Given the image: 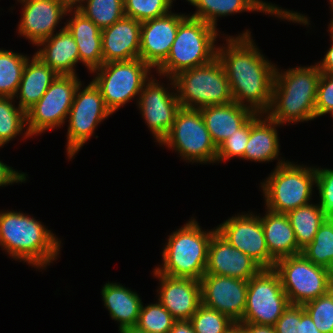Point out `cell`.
Returning <instances> with one entry per match:
<instances>
[{
  "mask_svg": "<svg viewBox=\"0 0 333 333\" xmlns=\"http://www.w3.org/2000/svg\"><path fill=\"white\" fill-rule=\"evenodd\" d=\"M250 30L226 36L217 46V58L228 77L233 102L265 114L270 108L276 65L261 54Z\"/></svg>",
  "mask_w": 333,
  "mask_h": 333,
  "instance_id": "6da1fadb",
  "label": "cell"
},
{
  "mask_svg": "<svg viewBox=\"0 0 333 333\" xmlns=\"http://www.w3.org/2000/svg\"><path fill=\"white\" fill-rule=\"evenodd\" d=\"M0 247L13 259L43 270L59 256L61 241L35 218L7 210L0 212Z\"/></svg>",
  "mask_w": 333,
  "mask_h": 333,
  "instance_id": "7a4b0ae2",
  "label": "cell"
},
{
  "mask_svg": "<svg viewBox=\"0 0 333 333\" xmlns=\"http://www.w3.org/2000/svg\"><path fill=\"white\" fill-rule=\"evenodd\" d=\"M279 71L276 67L272 100L265 114L283 126L285 123L296 124L316 119L315 101L321 77L318 65L315 63Z\"/></svg>",
  "mask_w": 333,
  "mask_h": 333,
  "instance_id": "3957f363",
  "label": "cell"
},
{
  "mask_svg": "<svg viewBox=\"0 0 333 333\" xmlns=\"http://www.w3.org/2000/svg\"><path fill=\"white\" fill-rule=\"evenodd\" d=\"M215 231L216 228L202 230L196 219L191 217L188 223L168 236L162 252L163 263L155 270L170 277L200 281L205 274L208 248Z\"/></svg>",
  "mask_w": 333,
  "mask_h": 333,
  "instance_id": "277c9868",
  "label": "cell"
},
{
  "mask_svg": "<svg viewBox=\"0 0 333 333\" xmlns=\"http://www.w3.org/2000/svg\"><path fill=\"white\" fill-rule=\"evenodd\" d=\"M218 33L217 28L187 15L179 24L167 58L155 69L158 76L173 78L182 71L210 63L217 57Z\"/></svg>",
  "mask_w": 333,
  "mask_h": 333,
  "instance_id": "5b68a950",
  "label": "cell"
},
{
  "mask_svg": "<svg viewBox=\"0 0 333 333\" xmlns=\"http://www.w3.org/2000/svg\"><path fill=\"white\" fill-rule=\"evenodd\" d=\"M316 185V168L278 159L273 172L261 182L265 209L287 214L310 203Z\"/></svg>",
  "mask_w": 333,
  "mask_h": 333,
  "instance_id": "8992f818",
  "label": "cell"
},
{
  "mask_svg": "<svg viewBox=\"0 0 333 333\" xmlns=\"http://www.w3.org/2000/svg\"><path fill=\"white\" fill-rule=\"evenodd\" d=\"M173 80L183 108L200 109L233 101L228 77L217 57L208 64L180 72Z\"/></svg>",
  "mask_w": 333,
  "mask_h": 333,
  "instance_id": "52a82bcc",
  "label": "cell"
},
{
  "mask_svg": "<svg viewBox=\"0 0 333 333\" xmlns=\"http://www.w3.org/2000/svg\"><path fill=\"white\" fill-rule=\"evenodd\" d=\"M151 69L149 64L135 58L108 62L90 73H96L92 82L100 90L107 108L113 114L136 96L138 102L141 90L152 78Z\"/></svg>",
  "mask_w": 333,
  "mask_h": 333,
  "instance_id": "ba28073f",
  "label": "cell"
},
{
  "mask_svg": "<svg viewBox=\"0 0 333 333\" xmlns=\"http://www.w3.org/2000/svg\"><path fill=\"white\" fill-rule=\"evenodd\" d=\"M175 150L186 162L216 163L217 147L200 109L181 107L168 135L159 144Z\"/></svg>",
  "mask_w": 333,
  "mask_h": 333,
  "instance_id": "9c48e42d",
  "label": "cell"
},
{
  "mask_svg": "<svg viewBox=\"0 0 333 333\" xmlns=\"http://www.w3.org/2000/svg\"><path fill=\"white\" fill-rule=\"evenodd\" d=\"M82 83L77 87L72 106L68 114V130L66 152L68 159L78 153L80 148L90 140L98 124L112 113L107 108L100 90L92 81L87 86Z\"/></svg>",
  "mask_w": 333,
  "mask_h": 333,
  "instance_id": "30bf717a",
  "label": "cell"
},
{
  "mask_svg": "<svg viewBox=\"0 0 333 333\" xmlns=\"http://www.w3.org/2000/svg\"><path fill=\"white\" fill-rule=\"evenodd\" d=\"M290 302L274 269H262L248 280L245 311L240 322L274 326Z\"/></svg>",
  "mask_w": 333,
  "mask_h": 333,
  "instance_id": "8fae6325",
  "label": "cell"
},
{
  "mask_svg": "<svg viewBox=\"0 0 333 333\" xmlns=\"http://www.w3.org/2000/svg\"><path fill=\"white\" fill-rule=\"evenodd\" d=\"M78 78L58 75L40 100L26 111V130L30 136L41 135L66 123L75 91L81 83Z\"/></svg>",
  "mask_w": 333,
  "mask_h": 333,
  "instance_id": "7c38bea8",
  "label": "cell"
},
{
  "mask_svg": "<svg viewBox=\"0 0 333 333\" xmlns=\"http://www.w3.org/2000/svg\"><path fill=\"white\" fill-rule=\"evenodd\" d=\"M274 270L291 305H303L330 290L326 268L315 265L302 254L277 260Z\"/></svg>",
  "mask_w": 333,
  "mask_h": 333,
  "instance_id": "4fadbf2b",
  "label": "cell"
},
{
  "mask_svg": "<svg viewBox=\"0 0 333 333\" xmlns=\"http://www.w3.org/2000/svg\"><path fill=\"white\" fill-rule=\"evenodd\" d=\"M153 77L141 90L137 106L156 142L160 144L171 130L181 106L173 78H169L171 89L173 88V92H169L170 87H165Z\"/></svg>",
  "mask_w": 333,
  "mask_h": 333,
  "instance_id": "5bb4252c",
  "label": "cell"
},
{
  "mask_svg": "<svg viewBox=\"0 0 333 333\" xmlns=\"http://www.w3.org/2000/svg\"><path fill=\"white\" fill-rule=\"evenodd\" d=\"M251 213L230 217L218 225L216 231L263 269H274L276 261L269 254L260 215Z\"/></svg>",
  "mask_w": 333,
  "mask_h": 333,
  "instance_id": "9a60e30c",
  "label": "cell"
},
{
  "mask_svg": "<svg viewBox=\"0 0 333 333\" xmlns=\"http://www.w3.org/2000/svg\"><path fill=\"white\" fill-rule=\"evenodd\" d=\"M200 283L204 306L228 316L234 322L242 320L246 306L247 280L204 274Z\"/></svg>",
  "mask_w": 333,
  "mask_h": 333,
  "instance_id": "2e32d148",
  "label": "cell"
},
{
  "mask_svg": "<svg viewBox=\"0 0 333 333\" xmlns=\"http://www.w3.org/2000/svg\"><path fill=\"white\" fill-rule=\"evenodd\" d=\"M192 6L196 7L195 13L191 17L200 19L207 24L217 27L219 17L228 16L242 12H261L266 15H274L275 17L299 23L310 25V21L304 14L295 11L282 9L272 3H266L262 0H186ZM218 17V18H217Z\"/></svg>",
  "mask_w": 333,
  "mask_h": 333,
  "instance_id": "e0dca14e",
  "label": "cell"
},
{
  "mask_svg": "<svg viewBox=\"0 0 333 333\" xmlns=\"http://www.w3.org/2000/svg\"><path fill=\"white\" fill-rule=\"evenodd\" d=\"M186 16L171 11L162 17L142 22L139 58L156 69L167 58L179 24Z\"/></svg>",
  "mask_w": 333,
  "mask_h": 333,
  "instance_id": "ac0fdd59",
  "label": "cell"
},
{
  "mask_svg": "<svg viewBox=\"0 0 333 333\" xmlns=\"http://www.w3.org/2000/svg\"><path fill=\"white\" fill-rule=\"evenodd\" d=\"M23 6L18 34L37 45L53 34L68 9L58 0H17Z\"/></svg>",
  "mask_w": 333,
  "mask_h": 333,
  "instance_id": "d6986e66",
  "label": "cell"
},
{
  "mask_svg": "<svg viewBox=\"0 0 333 333\" xmlns=\"http://www.w3.org/2000/svg\"><path fill=\"white\" fill-rule=\"evenodd\" d=\"M158 301L169 311L176 321L190 320L202 304L201 283L192 278L170 277L158 273Z\"/></svg>",
  "mask_w": 333,
  "mask_h": 333,
  "instance_id": "ffe728a7",
  "label": "cell"
},
{
  "mask_svg": "<svg viewBox=\"0 0 333 333\" xmlns=\"http://www.w3.org/2000/svg\"><path fill=\"white\" fill-rule=\"evenodd\" d=\"M263 268L247 254L233 247L217 231L212 235L208 248L205 274L249 280Z\"/></svg>",
  "mask_w": 333,
  "mask_h": 333,
  "instance_id": "44dd1931",
  "label": "cell"
},
{
  "mask_svg": "<svg viewBox=\"0 0 333 333\" xmlns=\"http://www.w3.org/2000/svg\"><path fill=\"white\" fill-rule=\"evenodd\" d=\"M141 24L142 22L124 16L102 29L103 64L139 58Z\"/></svg>",
  "mask_w": 333,
  "mask_h": 333,
  "instance_id": "7402d4cb",
  "label": "cell"
},
{
  "mask_svg": "<svg viewBox=\"0 0 333 333\" xmlns=\"http://www.w3.org/2000/svg\"><path fill=\"white\" fill-rule=\"evenodd\" d=\"M36 46L42 48L34 55L58 75L78 76L75 67L80 62L79 50L72 34L65 26Z\"/></svg>",
  "mask_w": 333,
  "mask_h": 333,
  "instance_id": "603a6c76",
  "label": "cell"
},
{
  "mask_svg": "<svg viewBox=\"0 0 333 333\" xmlns=\"http://www.w3.org/2000/svg\"><path fill=\"white\" fill-rule=\"evenodd\" d=\"M72 17L65 27L72 34L79 50V60L91 72L103 65L101 29L78 10H68Z\"/></svg>",
  "mask_w": 333,
  "mask_h": 333,
  "instance_id": "cb8c5ba5",
  "label": "cell"
},
{
  "mask_svg": "<svg viewBox=\"0 0 333 333\" xmlns=\"http://www.w3.org/2000/svg\"><path fill=\"white\" fill-rule=\"evenodd\" d=\"M200 111L216 147L233 135L255 114L250 108L233 101L222 105L205 106L200 108Z\"/></svg>",
  "mask_w": 333,
  "mask_h": 333,
  "instance_id": "d4e9b609",
  "label": "cell"
},
{
  "mask_svg": "<svg viewBox=\"0 0 333 333\" xmlns=\"http://www.w3.org/2000/svg\"><path fill=\"white\" fill-rule=\"evenodd\" d=\"M265 117V118H264ZM278 124L266 114L255 113L250 118V135L245 147L244 159L254 162H272L280 153Z\"/></svg>",
  "mask_w": 333,
  "mask_h": 333,
  "instance_id": "484cf974",
  "label": "cell"
},
{
  "mask_svg": "<svg viewBox=\"0 0 333 333\" xmlns=\"http://www.w3.org/2000/svg\"><path fill=\"white\" fill-rule=\"evenodd\" d=\"M261 217L262 228L270 256L275 260L301 254L295 233L286 214L266 209Z\"/></svg>",
  "mask_w": 333,
  "mask_h": 333,
  "instance_id": "4316f807",
  "label": "cell"
},
{
  "mask_svg": "<svg viewBox=\"0 0 333 333\" xmlns=\"http://www.w3.org/2000/svg\"><path fill=\"white\" fill-rule=\"evenodd\" d=\"M101 295L112 320L119 323L118 331L137 325L143 302L135 291L120 283L108 282L103 286Z\"/></svg>",
  "mask_w": 333,
  "mask_h": 333,
  "instance_id": "83f0119b",
  "label": "cell"
},
{
  "mask_svg": "<svg viewBox=\"0 0 333 333\" xmlns=\"http://www.w3.org/2000/svg\"><path fill=\"white\" fill-rule=\"evenodd\" d=\"M57 76L58 74L38 57H29L14 96L19 100L17 105L26 112L40 100Z\"/></svg>",
  "mask_w": 333,
  "mask_h": 333,
  "instance_id": "f1b7e54d",
  "label": "cell"
},
{
  "mask_svg": "<svg viewBox=\"0 0 333 333\" xmlns=\"http://www.w3.org/2000/svg\"><path fill=\"white\" fill-rule=\"evenodd\" d=\"M293 227L297 245L302 250L313 241L319 227L327 219L320 205L309 203L286 214Z\"/></svg>",
  "mask_w": 333,
  "mask_h": 333,
  "instance_id": "f546056e",
  "label": "cell"
},
{
  "mask_svg": "<svg viewBox=\"0 0 333 333\" xmlns=\"http://www.w3.org/2000/svg\"><path fill=\"white\" fill-rule=\"evenodd\" d=\"M29 56L0 49V97H14Z\"/></svg>",
  "mask_w": 333,
  "mask_h": 333,
  "instance_id": "4dcf8cb0",
  "label": "cell"
},
{
  "mask_svg": "<svg viewBox=\"0 0 333 333\" xmlns=\"http://www.w3.org/2000/svg\"><path fill=\"white\" fill-rule=\"evenodd\" d=\"M14 97H0V145L4 146L18 135L31 138L26 128V112L15 107ZM14 102V103H13ZM13 103V104H12ZM24 131V134H23Z\"/></svg>",
  "mask_w": 333,
  "mask_h": 333,
  "instance_id": "1f68e13d",
  "label": "cell"
},
{
  "mask_svg": "<svg viewBox=\"0 0 333 333\" xmlns=\"http://www.w3.org/2000/svg\"><path fill=\"white\" fill-rule=\"evenodd\" d=\"M77 10L101 30L125 16L124 0H84Z\"/></svg>",
  "mask_w": 333,
  "mask_h": 333,
  "instance_id": "d6a6232c",
  "label": "cell"
},
{
  "mask_svg": "<svg viewBox=\"0 0 333 333\" xmlns=\"http://www.w3.org/2000/svg\"><path fill=\"white\" fill-rule=\"evenodd\" d=\"M301 254L315 265L328 266L333 257V219L324 221L313 241L302 249Z\"/></svg>",
  "mask_w": 333,
  "mask_h": 333,
  "instance_id": "836d02e7",
  "label": "cell"
},
{
  "mask_svg": "<svg viewBox=\"0 0 333 333\" xmlns=\"http://www.w3.org/2000/svg\"><path fill=\"white\" fill-rule=\"evenodd\" d=\"M176 320L169 311L157 301L141 306L137 327L147 333H169Z\"/></svg>",
  "mask_w": 333,
  "mask_h": 333,
  "instance_id": "e575fe53",
  "label": "cell"
},
{
  "mask_svg": "<svg viewBox=\"0 0 333 333\" xmlns=\"http://www.w3.org/2000/svg\"><path fill=\"white\" fill-rule=\"evenodd\" d=\"M173 1L174 0H124V13L127 17H131L139 22H144L170 13Z\"/></svg>",
  "mask_w": 333,
  "mask_h": 333,
  "instance_id": "d590c367",
  "label": "cell"
},
{
  "mask_svg": "<svg viewBox=\"0 0 333 333\" xmlns=\"http://www.w3.org/2000/svg\"><path fill=\"white\" fill-rule=\"evenodd\" d=\"M195 333H225L234 324L228 316L201 304L190 318Z\"/></svg>",
  "mask_w": 333,
  "mask_h": 333,
  "instance_id": "8d00e7d4",
  "label": "cell"
},
{
  "mask_svg": "<svg viewBox=\"0 0 333 333\" xmlns=\"http://www.w3.org/2000/svg\"><path fill=\"white\" fill-rule=\"evenodd\" d=\"M302 306L321 333H333V294L330 290Z\"/></svg>",
  "mask_w": 333,
  "mask_h": 333,
  "instance_id": "74e56055",
  "label": "cell"
},
{
  "mask_svg": "<svg viewBox=\"0 0 333 333\" xmlns=\"http://www.w3.org/2000/svg\"><path fill=\"white\" fill-rule=\"evenodd\" d=\"M250 135V119L217 147L216 162L238 157L244 160L245 147Z\"/></svg>",
  "mask_w": 333,
  "mask_h": 333,
  "instance_id": "f35d334b",
  "label": "cell"
},
{
  "mask_svg": "<svg viewBox=\"0 0 333 333\" xmlns=\"http://www.w3.org/2000/svg\"><path fill=\"white\" fill-rule=\"evenodd\" d=\"M319 191L321 211L326 218L333 219V169L316 168V185Z\"/></svg>",
  "mask_w": 333,
  "mask_h": 333,
  "instance_id": "ab89813d",
  "label": "cell"
},
{
  "mask_svg": "<svg viewBox=\"0 0 333 333\" xmlns=\"http://www.w3.org/2000/svg\"><path fill=\"white\" fill-rule=\"evenodd\" d=\"M333 112V74L321 73L315 101L316 118Z\"/></svg>",
  "mask_w": 333,
  "mask_h": 333,
  "instance_id": "60d3db41",
  "label": "cell"
},
{
  "mask_svg": "<svg viewBox=\"0 0 333 333\" xmlns=\"http://www.w3.org/2000/svg\"><path fill=\"white\" fill-rule=\"evenodd\" d=\"M276 333H300L301 305H289L274 325Z\"/></svg>",
  "mask_w": 333,
  "mask_h": 333,
  "instance_id": "b9f144b4",
  "label": "cell"
},
{
  "mask_svg": "<svg viewBox=\"0 0 333 333\" xmlns=\"http://www.w3.org/2000/svg\"><path fill=\"white\" fill-rule=\"evenodd\" d=\"M13 167L0 161V186H8L14 183L26 182V173L15 171Z\"/></svg>",
  "mask_w": 333,
  "mask_h": 333,
  "instance_id": "7bdbcfd3",
  "label": "cell"
},
{
  "mask_svg": "<svg viewBox=\"0 0 333 333\" xmlns=\"http://www.w3.org/2000/svg\"><path fill=\"white\" fill-rule=\"evenodd\" d=\"M331 47L327 50L324 58L317 63L321 73L333 74V39L331 38Z\"/></svg>",
  "mask_w": 333,
  "mask_h": 333,
  "instance_id": "ee69618b",
  "label": "cell"
},
{
  "mask_svg": "<svg viewBox=\"0 0 333 333\" xmlns=\"http://www.w3.org/2000/svg\"><path fill=\"white\" fill-rule=\"evenodd\" d=\"M300 333H321L315 326L310 315L304 310L301 305V331Z\"/></svg>",
  "mask_w": 333,
  "mask_h": 333,
  "instance_id": "f6af8a7d",
  "label": "cell"
},
{
  "mask_svg": "<svg viewBox=\"0 0 333 333\" xmlns=\"http://www.w3.org/2000/svg\"><path fill=\"white\" fill-rule=\"evenodd\" d=\"M244 333H276L275 327L271 325H258L240 322Z\"/></svg>",
  "mask_w": 333,
  "mask_h": 333,
  "instance_id": "bcb514c9",
  "label": "cell"
},
{
  "mask_svg": "<svg viewBox=\"0 0 333 333\" xmlns=\"http://www.w3.org/2000/svg\"><path fill=\"white\" fill-rule=\"evenodd\" d=\"M169 333H195L189 320L175 321Z\"/></svg>",
  "mask_w": 333,
  "mask_h": 333,
  "instance_id": "7dc6e473",
  "label": "cell"
},
{
  "mask_svg": "<svg viewBox=\"0 0 333 333\" xmlns=\"http://www.w3.org/2000/svg\"><path fill=\"white\" fill-rule=\"evenodd\" d=\"M62 5H64L68 10H77L84 0H58Z\"/></svg>",
  "mask_w": 333,
  "mask_h": 333,
  "instance_id": "c3c4849f",
  "label": "cell"
},
{
  "mask_svg": "<svg viewBox=\"0 0 333 333\" xmlns=\"http://www.w3.org/2000/svg\"><path fill=\"white\" fill-rule=\"evenodd\" d=\"M225 333H244L242 329V324L240 322H235L228 328Z\"/></svg>",
  "mask_w": 333,
  "mask_h": 333,
  "instance_id": "681fc988",
  "label": "cell"
},
{
  "mask_svg": "<svg viewBox=\"0 0 333 333\" xmlns=\"http://www.w3.org/2000/svg\"><path fill=\"white\" fill-rule=\"evenodd\" d=\"M119 333H147L144 330L139 329L137 326L126 327L120 330Z\"/></svg>",
  "mask_w": 333,
  "mask_h": 333,
  "instance_id": "f907efd6",
  "label": "cell"
},
{
  "mask_svg": "<svg viewBox=\"0 0 333 333\" xmlns=\"http://www.w3.org/2000/svg\"><path fill=\"white\" fill-rule=\"evenodd\" d=\"M326 271L328 274L329 282L333 283V257L330 260V263L328 264V266L326 267Z\"/></svg>",
  "mask_w": 333,
  "mask_h": 333,
  "instance_id": "816d5d0a",
  "label": "cell"
},
{
  "mask_svg": "<svg viewBox=\"0 0 333 333\" xmlns=\"http://www.w3.org/2000/svg\"><path fill=\"white\" fill-rule=\"evenodd\" d=\"M331 11L333 12V4H331ZM333 15V14H332ZM328 31L330 32V37L333 39V18L332 20L330 21L329 25H328Z\"/></svg>",
  "mask_w": 333,
  "mask_h": 333,
  "instance_id": "f5cc1de1",
  "label": "cell"
},
{
  "mask_svg": "<svg viewBox=\"0 0 333 333\" xmlns=\"http://www.w3.org/2000/svg\"><path fill=\"white\" fill-rule=\"evenodd\" d=\"M330 291L333 294V283H330Z\"/></svg>",
  "mask_w": 333,
  "mask_h": 333,
  "instance_id": "db71d44e",
  "label": "cell"
}]
</instances>
